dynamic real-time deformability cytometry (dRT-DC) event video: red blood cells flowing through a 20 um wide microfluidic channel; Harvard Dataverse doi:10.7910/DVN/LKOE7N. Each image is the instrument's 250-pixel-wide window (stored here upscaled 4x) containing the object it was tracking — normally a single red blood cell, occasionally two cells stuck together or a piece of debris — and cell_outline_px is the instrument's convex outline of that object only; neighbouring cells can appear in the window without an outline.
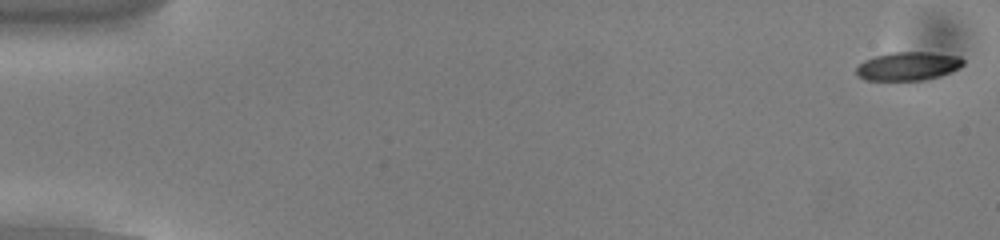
{"species": "common noctule bat (a hibernating species)", "species_latin": "Nyctalus noctula", "temperature_condition": "cold", "stored_images_in_passage": 54, "camera_frame_rate_fps": 3000, "um_per_image_px": 0.085, "animal": {"sex": "male", "body_mass_g": 13.0, "forearm_length_mm": 53.1}, "frame": {"image": 1, "passage_image": 1, "time_ms": 0.0, "image_size_px": [1000, 240], "cell_outline_px": [[964, 64], [948, 72], [936, 76], [920, 80], [864, 80], [856, 76], [856, 68], [864, 60], [876, 56], [892, 52], [928, 52], [960, 56], [964, 60]], "centroid_in_image_um": [77.13, 5.61], "position_along_channel_um": 7.9, "area_um2": 17.51}}
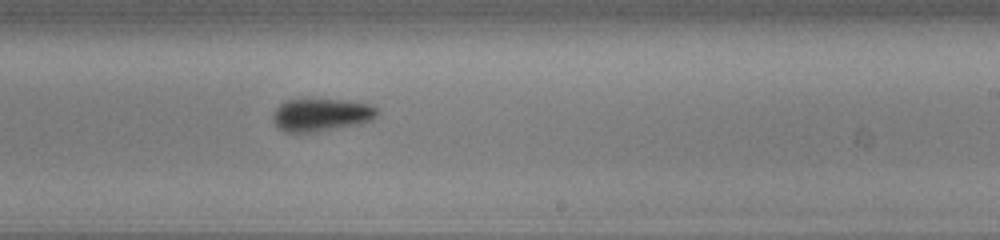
{"frame": {"image": 2, "passage_image": 33, "time_ms": 10.667, "image_size_px": [1000, 240], "cell_outline_px": [[380, 112], [372, 120], [356, 124], [316, 132], [284, 132], [272, 120], [272, 112], [284, 100], [340, 100], [372, 104]], "centroid_in_image_um": [27.29, 9.76], "position_along_channel_um": 261.7, "area_um2": 19.77}}
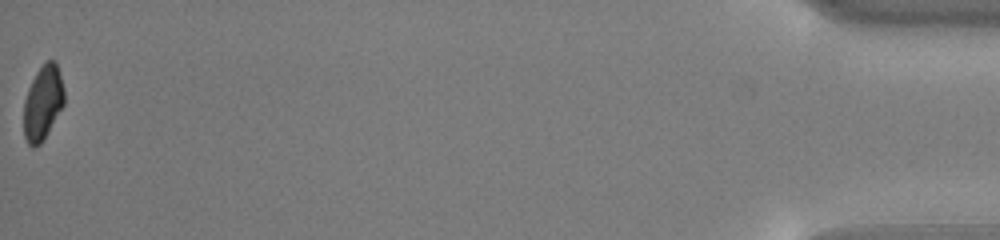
{"frame": {"image": 3, "passage_image": 54, "time_ms": 17.667, "image_size_px": [1000, 240], "cell_outline_px": [[64, 104], [40, 144], [32, 148], [28, 144], [24, 136], [24, 100], [28, 88], [36, 72], [48, 60], [56, 60], [64, 88]], "centroid_in_image_um": [3.64, 8.72], "position_along_channel_um": 431.6, "area_um2": 17.4}, "authors_computed_cell_mechanics": {"area_um2": 19.1318, "velocity_mm_per_s": 3.8264, "shape_relaxation_time_tau1_ms": 1.9718, "shape_relaxation_time_tau2_ms": null, "deformation_change_tau1": 0.0745, "deformation_change_tau2": null}}